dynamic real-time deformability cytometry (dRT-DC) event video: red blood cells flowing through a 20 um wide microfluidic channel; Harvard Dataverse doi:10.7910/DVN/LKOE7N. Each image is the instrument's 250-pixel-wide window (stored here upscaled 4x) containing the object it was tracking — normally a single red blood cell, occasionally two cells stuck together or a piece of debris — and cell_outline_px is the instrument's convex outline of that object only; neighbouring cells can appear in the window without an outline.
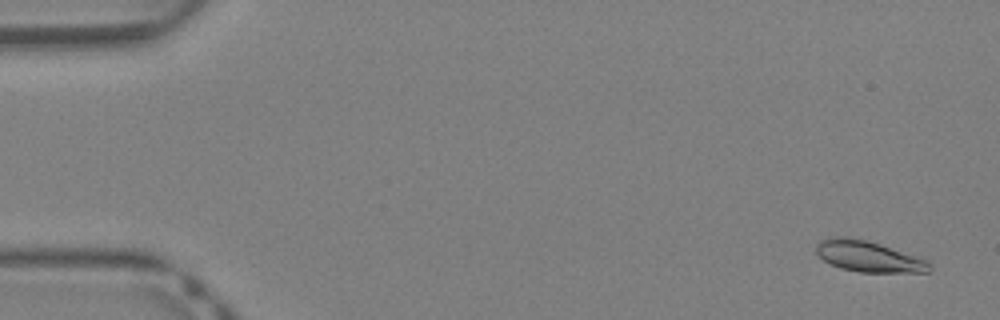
{"species": "Egyptian fruit bat (a non-hibernating species)", "species_latin": "Rousettus aegyptiacus", "temperature_condition": "warm", "stored_images_in_passage": 39, "camera_frame_rate_fps": 3000, "um_per_image_px": 0.085, "animal": {"sex": "female"}, "frame": {"image": 1, "passage_image": 2, "time_ms": 0.333, "image_size_px": [1000, 320], "cell_outline_px": [[932, 268], [928, 272], [860, 272], [840, 268], [824, 260], [816, 252], [816, 244], [820, 240], [840, 236], [844, 236], [868, 240], [880, 244], [924, 260]], "centroid_in_image_um": [73.75, 21.79], "position_along_channel_um": 11.2, "area_um2": 19.94}}
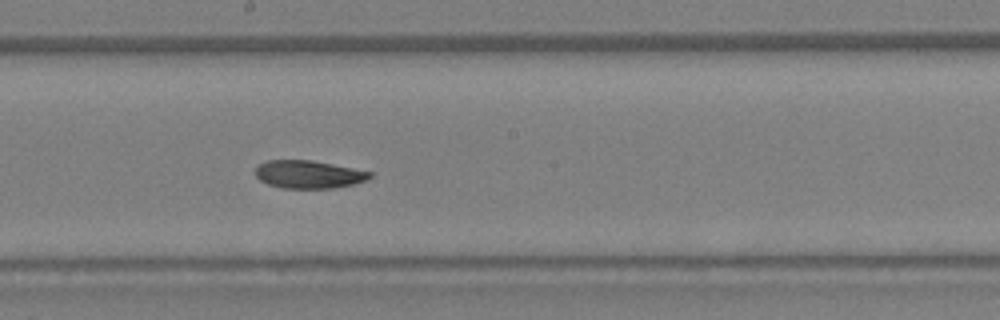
{"frame": {"image": 2, "passage_image": 23, "time_ms": 7.333, "image_size_px": [1000, 320], "cell_outline_px": [[372, 176], [368, 180], [352, 184], [332, 188], [284, 188], [268, 184], [260, 180], [256, 176], [256, 168], [260, 164], [268, 160], [312, 160], [372, 172]], "centroid_in_image_um": [26.24, 14.82], "position_along_channel_um": 222.0, "area_um2": 18.44}}
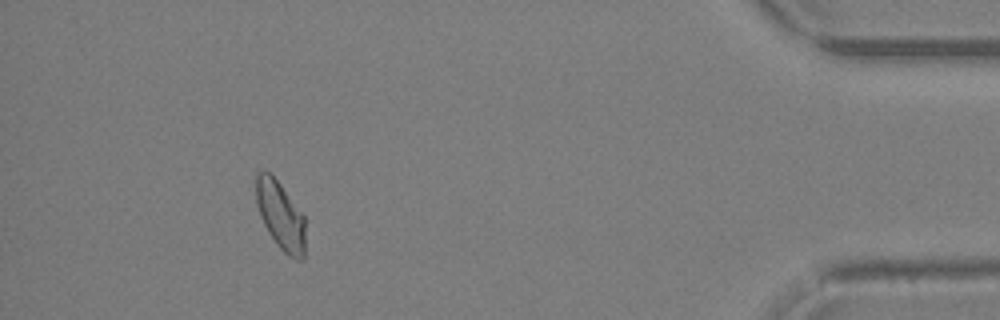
{"frame": {"image": 3, "passage_image": 38, "time_ms": 12.333, "image_size_px": [1000, 320], "cell_outline_px": [[304, 260], [296, 260], [288, 256], [276, 244], [268, 232], [260, 216], [256, 204], [256, 172], [264, 168], [280, 184], [304, 216]], "centroid_in_image_um": [23.82, 18.32], "position_along_channel_um": 411.4, "area_um2": 19.54}, "authors_computed_cell_mechanics": {"area_um2": 19.5364, "velocity_mm_per_s": 4.9845, "shape_relaxation_time_tau1_ms": 2.455, "shape_relaxation_time_tau2_ms": 3.4875, "deformation_change_tau1": 0.1164, "deformation_change_tau2": 0.0925}}